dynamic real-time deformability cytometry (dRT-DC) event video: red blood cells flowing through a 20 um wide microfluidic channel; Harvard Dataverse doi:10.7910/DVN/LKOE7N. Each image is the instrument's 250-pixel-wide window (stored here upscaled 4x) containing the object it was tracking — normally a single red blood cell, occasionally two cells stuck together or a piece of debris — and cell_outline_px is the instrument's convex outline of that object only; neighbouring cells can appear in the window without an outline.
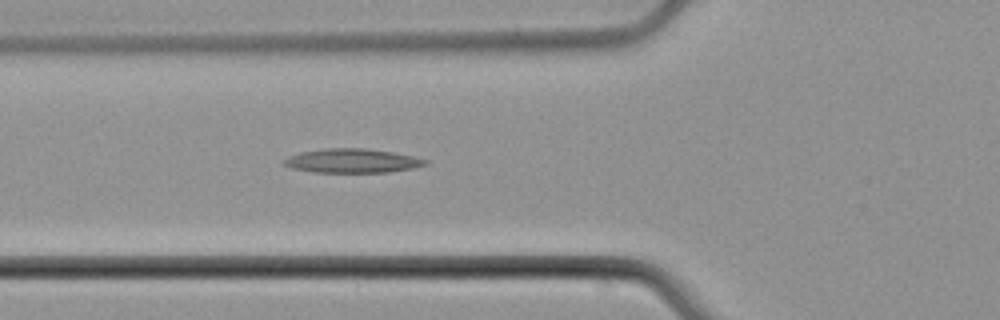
{"species": "common noctule bat (a hibernating species)", "species_latin": "Nyctalus noctula", "temperature_condition": "cold", "stored_images_in_passage": 3, "camera_frame_rate_fps": 3000, "um_per_image_px": 0.085, "animal": {"sex": "male", "body_mass_g": 21.5, "forearm_length_mm": 52.0}, "frame": {"image": 1, "passage_image": 3, "time_ms": 3.333, "image_size_px": [1000, 320], "cell_outline_px": [[428, 164], [416, 168], [388, 172], [312, 172], [292, 168], [284, 164], [284, 160], [288, 156], [300, 152], [324, 148], [364, 148], [392, 152], [412, 156], [428, 160]], "centroid_in_image_um": [29.95, 13.67], "position_along_channel_um": 95.8, "area_um2": 19.83}}